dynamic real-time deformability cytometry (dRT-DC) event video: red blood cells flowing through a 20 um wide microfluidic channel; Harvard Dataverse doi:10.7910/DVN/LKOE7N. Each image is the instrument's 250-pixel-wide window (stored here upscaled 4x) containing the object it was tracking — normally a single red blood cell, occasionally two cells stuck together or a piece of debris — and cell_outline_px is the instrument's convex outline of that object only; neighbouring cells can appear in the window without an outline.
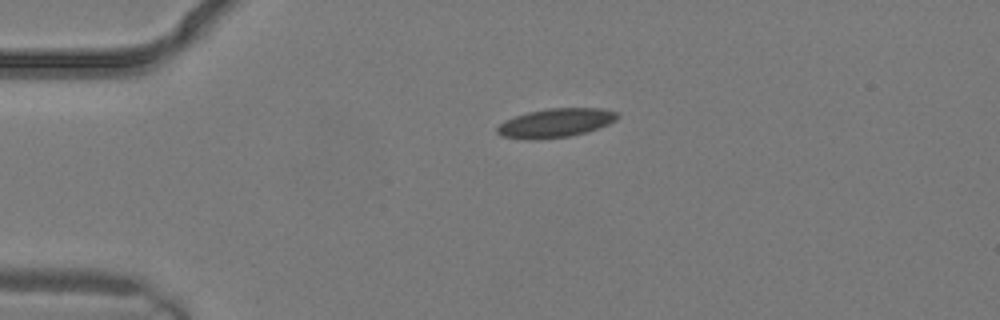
{"species": "common noctule bat (a hibernating species)", "species_latin": "Nyctalus noctula", "temperature_condition": "warm", "stored_images_in_passage": 1, "camera_frame_rate_fps": 3000, "um_per_image_px": 0.085, "animal": {"sex": "male", "body_mass_g": 19.2, "forearm_length_mm": 51.8}, "frame": {"image": 1, "passage_image": 1, "time_ms": 0.0, "image_size_px": [1000, 320], "cell_outline_px": [[620, 116], [616, 120], [608, 124], [588, 132], [568, 136], [536, 140], [528, 140], [500, 136], [496, 132], [496, 128], [504, 120], [528, 112], [548, 108], [600, 108], [616, 112]], "centroid_in_image_um": [47.2, 10.46], "position_along_channel_um": 37.8, "area_um2": 20.35}}